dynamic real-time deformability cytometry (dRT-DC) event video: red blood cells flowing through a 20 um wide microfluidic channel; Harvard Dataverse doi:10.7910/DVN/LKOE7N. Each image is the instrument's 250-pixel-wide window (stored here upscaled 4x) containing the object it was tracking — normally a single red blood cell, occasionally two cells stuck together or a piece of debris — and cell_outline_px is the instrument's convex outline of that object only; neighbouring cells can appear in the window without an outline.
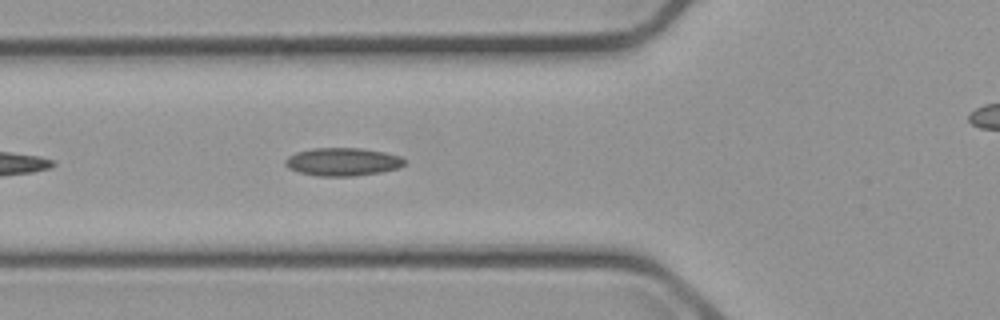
{"species": "common noctule bat (a hibernating species)", "species_latin": "Nyctalus noctula", "temperature_condition": "cold", "stored_images_in_passage": 6, "camera_frame_rate_fps": 3000, "um_per_image_px": 0.085, "animal": {"sex": "male", "body_mass_g": 23.1, "forearm_length_mm": 52.7}, "frame": {"image": 1, "passage_image": 5, "time_ms": 4.667, "image_size_px": [1000, 320], "cell_outline_px": [[404, 164], [396, 168], [380, 172], [352, 176], [316, 176], [300, 172], [288, 168], [284, 164], [284, 160], [288, 156], [296, 152], [312, 148], [360, 148], [384, 152], [400, 156], [404, 160]], "centroid_in_image_um": [29.07, 13.75], "position_along_channel_um": 96.7, "area_um2": 19.36}}